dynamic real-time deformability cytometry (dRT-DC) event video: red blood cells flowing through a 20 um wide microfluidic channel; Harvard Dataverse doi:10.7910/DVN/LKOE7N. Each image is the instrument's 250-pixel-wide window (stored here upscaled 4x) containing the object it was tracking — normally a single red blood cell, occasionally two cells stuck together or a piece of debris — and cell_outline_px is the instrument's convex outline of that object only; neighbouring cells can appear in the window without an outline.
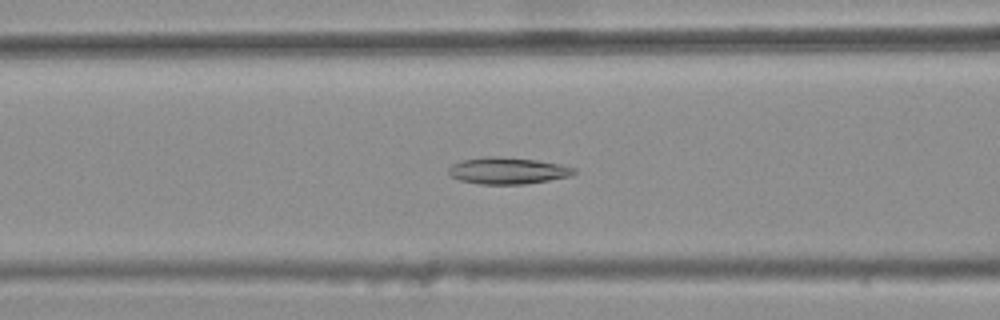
{"species": "common noctule bat (a hibernating species)", "species_latin": "Nyctalus noctula", "temperature_condition": "warm", "stored_images_in_passage": 47, "camera_frame_rate_fps": 3000, "um_per_image_px": 0.085, "animal": {"sex": "female", "body_mass_g": 25.1}, "frame": {"image": 1, "passage_image": 22, "time_ms": 7.0, "image_size_px": [1000, 320], "cell_outline_px": [[576, 172], [572, 176], [524, 184], [480, 184], [460, 180], [452, 176], [448, 172], [448, 168], [452, 164], [460, 160], [484, 156], [496, 156], [536, 160], [560, 164], [576, 168]], "centroid_in_image_um": [43.15, 14.5], "position_along_channel_um": 123.5, "area_um2": 19.54}}
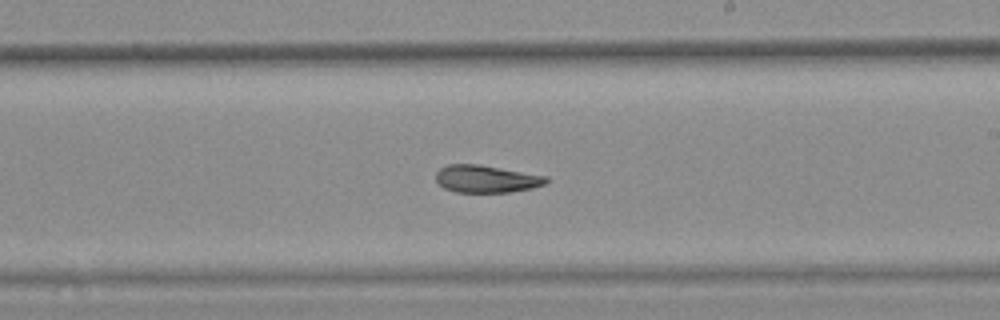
{"frame": {"image": 2, "passage_image": 32, "time_ms": 10.333, "image_size_px": [1000, 320], "cell_outline_px": [[548, 180], [544, 184], [532, 188], [508, 192], [456, 192], [444, 188], [436, 180], [436, 172], [440, 168], [448, 164], [476, 164], [548, 176]], "centroid_in_image_um": [41.31, 15.2], "position_along_channel_um": 247.7, "area_um2": 17.46}}
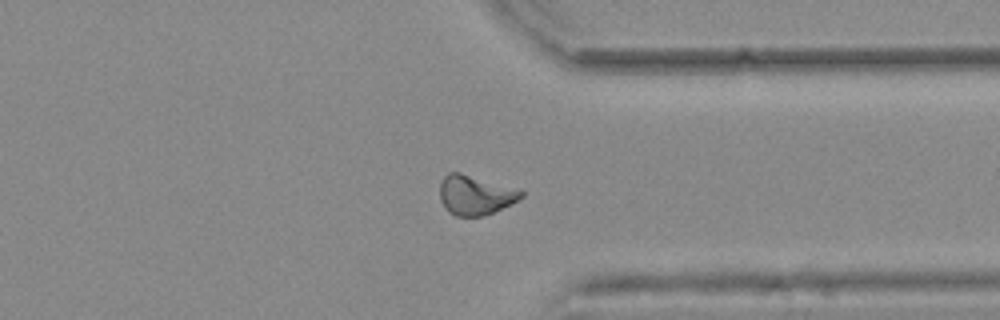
{"frame": {"image": 3, "passage_image": 42, "time_ms": 13.667, "image_size_px": [1000, 320], "cell_outline_px": [[524, 196], [492, 212], [480, 216], [456, 216], [448, 212], [444, 208], [440, 200], [440, 184], [444, 176], [448, 172], [460, 172], [520, 188], [524, 192]], "centroid_in_image_um": [40.38, 16.55], "position_along_channel_um": 371.0, "area_um2": 18.84}, "authors_computed_cell_mechanics": {"area_um2": 18.8428, "velocity_mm_per_s": 3.7426, "shape_relaxation_time_tau1_ms": null, "shape_relaxation_time_tau2_ms": 4.616, "deformation_change_tau1": null, "deformation_change_tau2": 0.108}}